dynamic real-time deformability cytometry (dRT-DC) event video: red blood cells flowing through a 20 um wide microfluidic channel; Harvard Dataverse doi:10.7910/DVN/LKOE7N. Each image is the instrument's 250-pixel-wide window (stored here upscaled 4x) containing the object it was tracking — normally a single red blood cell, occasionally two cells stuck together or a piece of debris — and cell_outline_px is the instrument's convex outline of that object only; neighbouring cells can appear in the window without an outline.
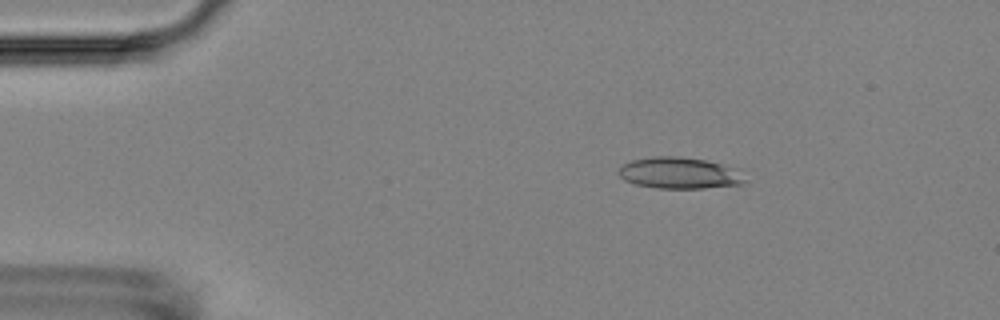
{"species": "Egyptian fruit bat (a non-hibernating species)", "species_latin": "Rousettus aegyptiacus", "temperature_condition": "room temperature", "stored_images_in_passage": 4, "camera_frame_rate_fps": 3000, "um_per_image_px": 0.085, "animal": {"sex": "female"}, "frame": {"image": 1, "passage_image": 2, "time_ms": 1.333, "image_size_px": [1000, 320], "cell_outline_px": [[744, 184], [704, 188], [656, 188], [636, 184], [624, 180], [616, 172], [624, 164], [632, 160], [652, 156], [680, 156], [704, 160], [744, 168]], "centroid_in_image_um": [57.82, 14.7], "position_along_channel_um": 27.2, "area_um2": 23.52}}